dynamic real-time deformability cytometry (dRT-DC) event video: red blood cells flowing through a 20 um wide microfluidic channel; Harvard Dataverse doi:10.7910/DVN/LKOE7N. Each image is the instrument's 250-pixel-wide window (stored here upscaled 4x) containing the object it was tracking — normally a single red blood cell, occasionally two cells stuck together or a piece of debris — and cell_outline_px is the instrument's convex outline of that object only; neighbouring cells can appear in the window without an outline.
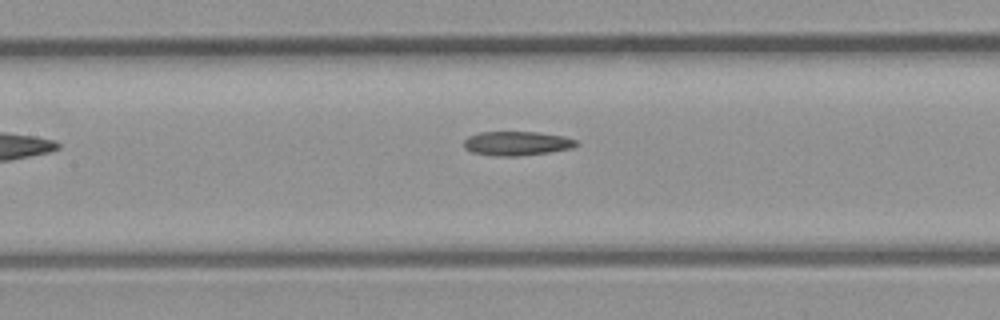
{"species": "common noctule bat (a hibernating species)", "species_latin": "Nyctalus noctula", "temperature_condition": "room temperature", "stored_images_in_passage": 7, "camera_frame_rate_fps": 3000, "um_per_image_px": 0.085, "animal": {"sex": "male", "body_mass_g": 23.1, "forearm_length_mm": 52.7}, "frame": {"image": 1, "passage_image": 7, "time_ms": 8.0, "image_size_px": [1000, 320], "cell_outline_px": [[576, 144], [572, 148], [548, 152], [516, 156], [496, 156], [472, 152], [464, 148], [464, 140], [468, 136], [480, 132], [540, 132], [564, 136], [576, 140]], "centroid_in_image_um": [43.9, 12.18], "position_along_channel_um": 163.5, "area_um2": 15.72}}